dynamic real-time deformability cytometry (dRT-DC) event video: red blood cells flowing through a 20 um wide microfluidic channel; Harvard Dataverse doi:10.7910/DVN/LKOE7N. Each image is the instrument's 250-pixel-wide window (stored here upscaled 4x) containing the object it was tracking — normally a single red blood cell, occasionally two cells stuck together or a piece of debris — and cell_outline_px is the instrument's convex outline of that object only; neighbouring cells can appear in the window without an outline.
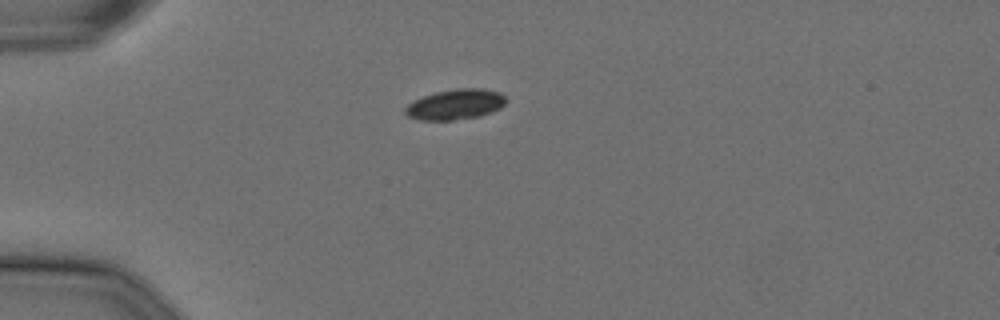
{"species": "Egyptian fruit bat (a non-hibernating species)", "species_latin": "Rousettus aegyptiacus", "temperature_condition": "cold", "stored_images_in_passage": 42, "camera_frame_rate_fps": 3000, "um_per_image_px": 0.085, "animal": {"sex": "female"}, "frame": {"image": 1, "passage_image": 1, "time_ms": 0.0, "image_size_px": [1000, 320], "cell_outline_px": [[508, 100], [500, 108], [492, 112], [480, 116], [452, 120], [420, 120], [408, 116], [404, 112], [404, 108], [412, 100], [436, 92], [456, 88], [480, 88], [500, 92]], "centroid_in_image_um": [38.71, 8.87], "position_along_channel_um": 46.3, "area_um2": 17.92}}
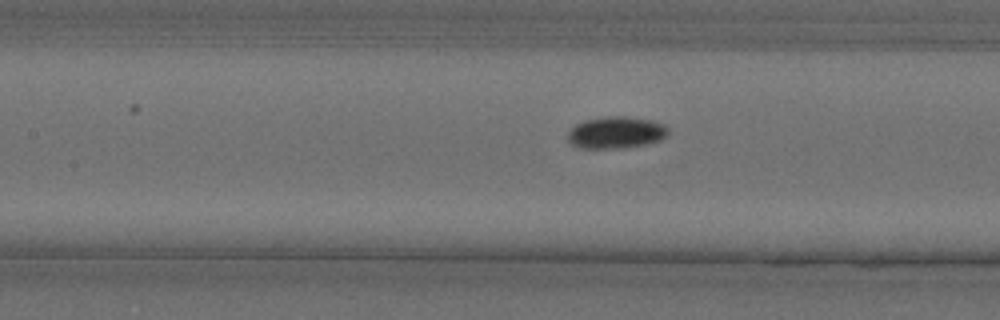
{"frame": {"image": 2, "passage_image": 12, "time_ms": 3.667, "image_size_px": [1000, 320], "cell_outline_px": [[668, 132], [660, 140], [644, 144], [612, 148], [580, 148], [572, 144], [568, 140], [568, 132], [576, 124], [584, 120], [604, 116], [624, 116], [652, 120], [664, 124], [668, 128]], "centroid_in_image_um": [52.34, 11.24], "position_along_channel_um": 155.1, "area_um2": 18.44}}
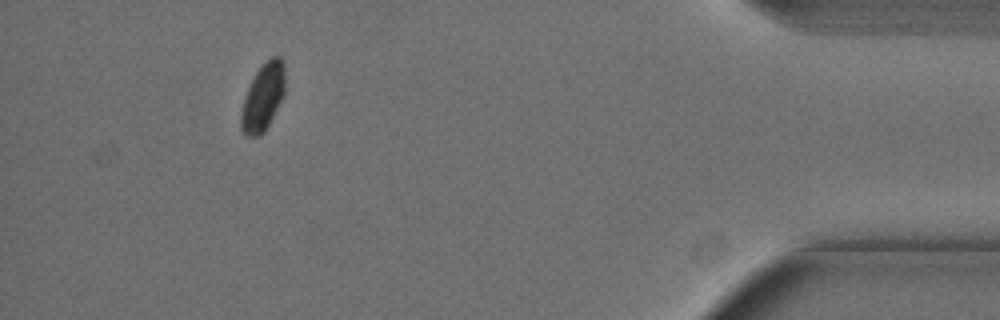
{"frame": {"image": 3, "passage_image": 38, "time_ms": 12.333, "image_size_px": [1000, 320], "cell_outline_px": [[284, 96], [264, 132], [260, 136], [248, 136], [240, 128], [240, 116], [244, 96], [256, 72], [272, 56], [280, 56], [284, 64]], "centroid_in_image_um": [22.35, 8.28], "position_along_channel_um": 412.8, "area_um2": 17.05}}